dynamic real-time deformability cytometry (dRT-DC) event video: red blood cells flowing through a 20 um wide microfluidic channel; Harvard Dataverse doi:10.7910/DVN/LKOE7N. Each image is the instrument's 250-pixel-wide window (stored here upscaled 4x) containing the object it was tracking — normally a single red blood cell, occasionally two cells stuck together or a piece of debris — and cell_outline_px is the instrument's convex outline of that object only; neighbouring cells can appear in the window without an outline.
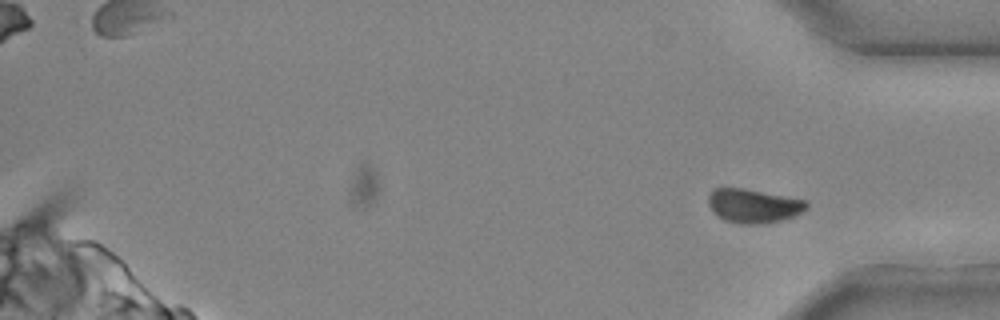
{"species": "common noctule bat (a hibernating species)", "species_latin": "Nyctalus noctula", "temperature_condition": "cold", "stored_images_in_passage": 26, "camera_frame_rate_fps": 3000, "um_per_image_px": 0.085, "animal": {"sex": "male", "body_mass_g": 20.4}, "frame": {"image": 1, "passage_image": 26, "time_ms": 8.333, "image_size_px": [1000, 320], "cell_outline_px": [[808, 208], [792, 216], [780, 220], [764, 224], [740, 224], [724, 220], [708, 204], [708, 196], [712, 188], [744, 188], [808, 200]], "centroid_in_image_um": [64.06, 17.48], "position_along_channel_um": 371.1, "area_um2": 19.36}}